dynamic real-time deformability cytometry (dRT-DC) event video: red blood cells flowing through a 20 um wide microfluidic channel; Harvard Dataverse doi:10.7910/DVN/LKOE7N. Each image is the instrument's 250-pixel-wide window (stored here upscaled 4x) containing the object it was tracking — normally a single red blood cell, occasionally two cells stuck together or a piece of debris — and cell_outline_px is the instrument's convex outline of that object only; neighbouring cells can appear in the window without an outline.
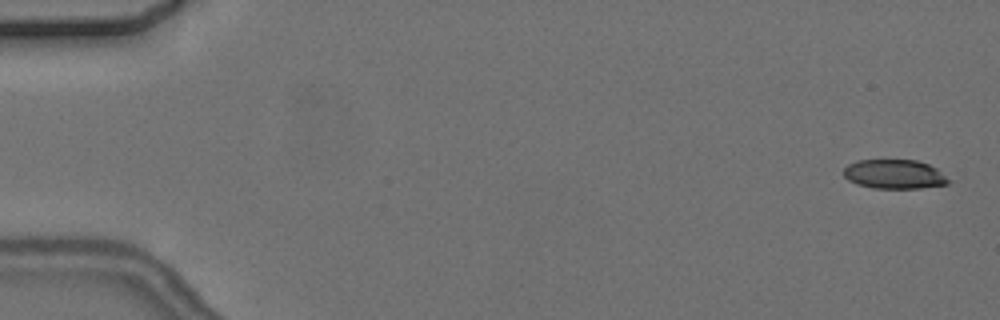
{"species": "common noctule bat (a hibernating species)", "species_latin": "Nyctalus noctula", "temperature_condition": "cold", "stored_images_in_passage": 5, "camera_frame_rate_fps": 3000, "um_per_image_px": 0.085, "animal": {"sex": "female", "body_mass_g": 24.6, "forearm_length_mm": 56.2}, "frame": {"image": 1, "passage_image": 1, "time_ms": 0.0, "image_size_px": [1000, 320], "cell_outline_px": [[952, 180], [948, 184], [920, 188], [872, 188], [856, 184], [848, 180], [844, 176], [844, 168], [848, 164], [856, 160], [916, 160], [928, 164], [936, 168]], "centroid_in_image_um": [76.03, 14.81], "position_along_channel_um": 9.0, "area_um2": 17.98}}